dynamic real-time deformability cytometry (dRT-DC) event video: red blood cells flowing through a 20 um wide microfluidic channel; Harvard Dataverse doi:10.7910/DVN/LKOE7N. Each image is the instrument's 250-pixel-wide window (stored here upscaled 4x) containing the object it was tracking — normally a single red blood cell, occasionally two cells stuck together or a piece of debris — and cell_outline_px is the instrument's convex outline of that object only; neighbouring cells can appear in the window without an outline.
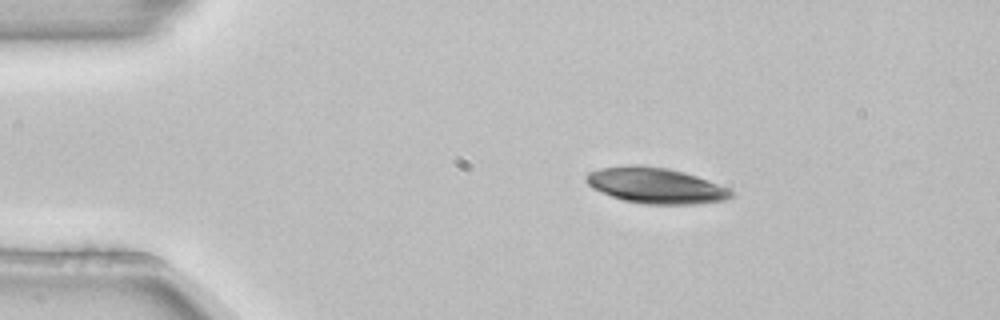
{"species": "common noctule bat (a hibernating species)", "species_latin": "Nyctalus noctula", "temperature_condition": "room temperature", "stored_images_in_passage": 3, "camera_frame_rate_fps": 3000, "um_per_image_px": 0.085, "animal": {"sex": "female", "body_mass_g": 22.7, "forearm_length_mm": 54.2}, "frame": {"image": 1, "passage_image": 1, "time_ms": 0.0, "image_size_px": [1000, 320], "cell_outline_px": [[736, 196], [724, 200], [696, 204], [644, 204], [624, 200], [612, 196], [592, 188], [584, 180], [584, 176], [588, 172], [600, 168], [628, 164], [640, 164], [668, 168], [684, 172], [708, 180], [728, 188], [736, 192]], "centroid_in_image_um": [55.73, 15.76], "position_along_channel_um": 29.3, "area_um2": 30.52}}